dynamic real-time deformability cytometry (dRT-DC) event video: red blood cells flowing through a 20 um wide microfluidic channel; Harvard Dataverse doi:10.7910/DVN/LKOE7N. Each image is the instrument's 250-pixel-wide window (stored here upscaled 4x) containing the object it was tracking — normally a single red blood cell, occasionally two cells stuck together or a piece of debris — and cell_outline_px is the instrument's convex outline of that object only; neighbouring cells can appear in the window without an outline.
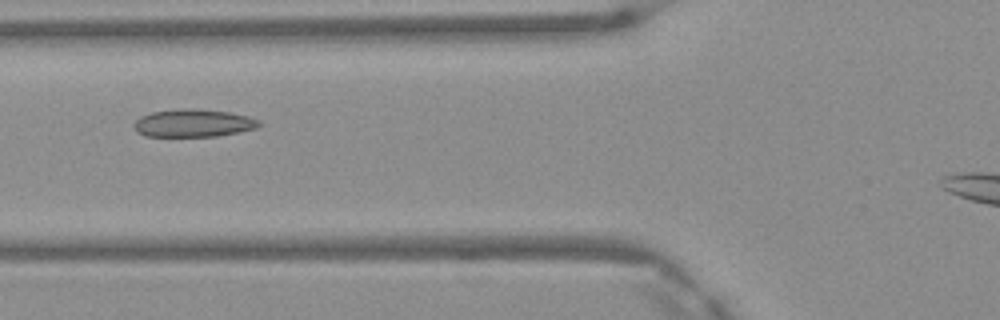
{"species": "Egyptian fruit bat (a non-hibernating species)", "species_latin": "Rousettus aegyptiacus", "temperature_condition": "warm", "stored_images_in_passage": 2, "camera_frame_rate_fps": 3000, "um_per_image_px": 0.085, "frame": {"image": 1, "passage_image": 2, "time_ms": 0.333, "image_size_px": [1000, 320], "cell_outline_px": [[260, 124], [256, 128], [216, 136], [144, 136], [136, 132], [132, 124], [140, 116], [152, 112], [180, 108], [192, 108], [232, 112], [248, 116], [260, 120]], "centroid_in_image_um": [16.4, 10.45], "position_along_channel_um": 109.4, "area_um2": 20.35}}